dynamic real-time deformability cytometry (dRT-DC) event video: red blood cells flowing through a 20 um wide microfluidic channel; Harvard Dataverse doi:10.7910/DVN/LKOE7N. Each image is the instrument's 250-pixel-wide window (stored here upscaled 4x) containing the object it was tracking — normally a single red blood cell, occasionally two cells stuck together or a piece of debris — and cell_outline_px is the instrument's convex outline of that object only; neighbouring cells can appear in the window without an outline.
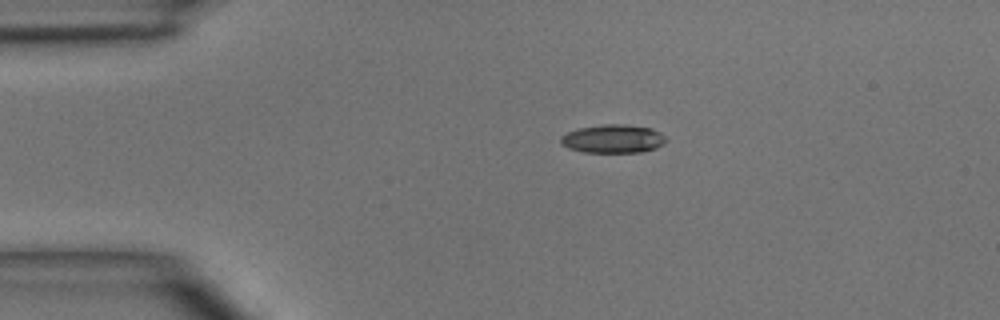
{"species": "common noctule bat (a hibernating species)", "species_latin": "Nyctalus noctula", "temperature_condition": "room temperature", "stored_images_in_passage": 3, "camera_frame_rate_fps": 3000, "um_per_image_px": 0.085, "animal": {"sex": "male", "body_mass_g": 15.6}, "frame": {"image": 1, "passage_image": 1, "time_ms": 0.0, "image_size_px": [1000, 320], "cell_outline_px": [[668, 140], [664, 144], [656, 148], [644, 152], [584, 152], [568, 148], [560, 144], [560, 136], [568, 132], [580, 128], [604, 124], [624, 124], [652, 128], [660, 132]], "centroid_in_image_um": [52.13, 11.8], "position_along_channel_um": 32.9, "area_um2": 17.57}}
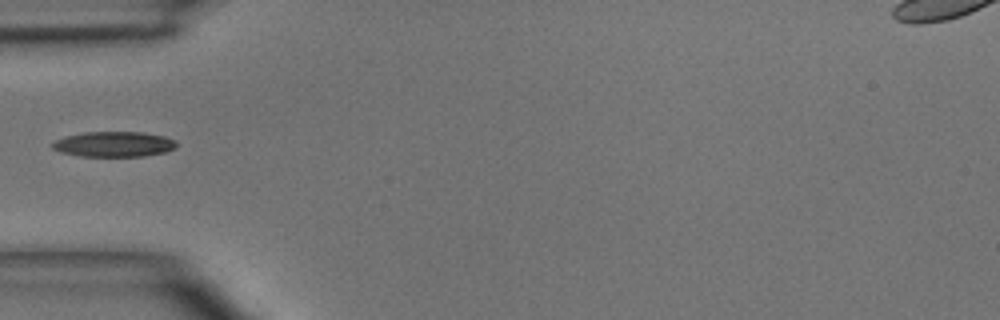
{"frame": {"image": 2, "passage_image": 2, "time_ms": 2.0, "image_size_px": [1000, 320], "cell_outline_px": [[176, 148], [164, 152], [144, 156], [80, 156], [60, 152], [52, 148], [52, 144], [56, 140], [64, 136], [84, 132], [144, 132], [164, 136], [176, 140]], "centroid_in_image_um": [9.68, 12.25], "position_along_channel_um": 75.3, "area_um2": 18.32}}